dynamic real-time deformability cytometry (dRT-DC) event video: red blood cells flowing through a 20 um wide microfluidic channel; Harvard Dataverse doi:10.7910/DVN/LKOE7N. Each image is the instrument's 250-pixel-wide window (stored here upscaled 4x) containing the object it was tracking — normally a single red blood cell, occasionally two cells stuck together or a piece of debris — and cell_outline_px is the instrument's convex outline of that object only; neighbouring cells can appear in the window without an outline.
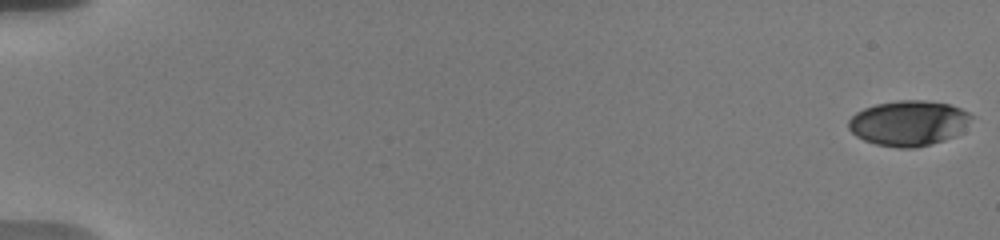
{"species": "human", "species_latin": "Homo sapiens", "temperature_condition": "warm", "stored_images_in_passage": 57, "camera_frame_rate_fps": 3000, "um_per_image_px": 0.085, "donor": {"sex": "male"}, "frame": {"image": 1, "passage_image": 1, "time_ms": 0.0, "image_size_px": [1000, 240], "cell_outline_px": [[972, 116], [956, 136], [944, 140], [912, 148], [900, 148], [876, 144], [864, 140], [856, 136], [848, 128], [848, 120], [856, 112], [864, 108], [876, 104], [900, 100], [924, 100], [948, 104], [960, 108], [968, 112]], "centroid_in_image_um": [77.19, 10.46], "position_along_channel_um": 7.8, "area_um2": 32.08}}
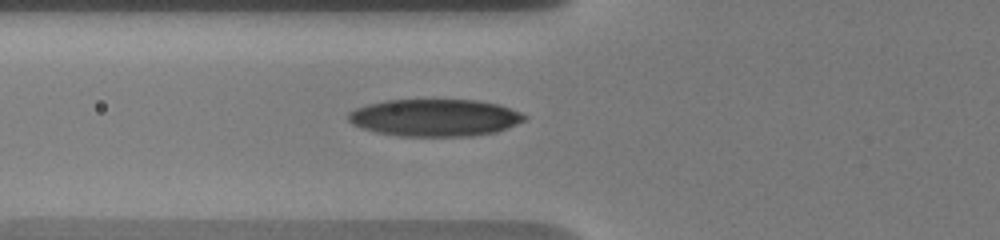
{"frame": {"image": 2, "passage_image": 23, "time_ms": 7.333, "image_size_px": [1000, 240], "cell_outline_px": [[528, 116], [524, 120], [516, 124], [496, 132], [472, 136], [400, 136], [376, 132], [360, 128], [352, 124], [348, 120], [348, 112], [356, 108], [368, 104], [384, 100], [476, 100], [500, 104], [520, 112]], "centroid_in_image_um": [36.95, 10.0], "position_along_channel_um": 88.9, "area_um2": 38.32}}
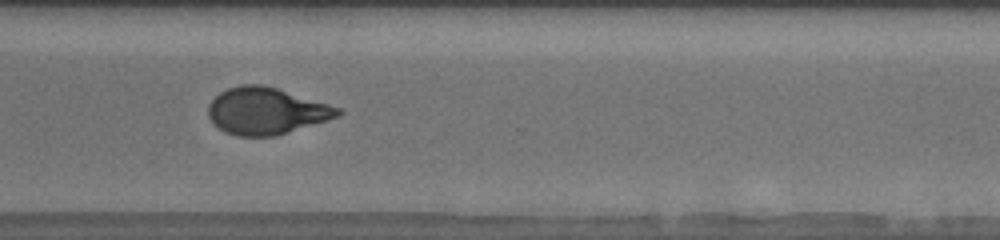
{"frame": {"image": 3, "passage_image": 44, "time_ms": 14.333, "image_size_px": [1000, 240], "cell_outline_px": [[344, 112], [340, 116], [328, 120], [276, 136], [236, 136], [224, 132], [208, 116], [208, 104], [220, 92], [228, 88], [240, 84], [264, 84], [328, 104], [340, 108]], "centroid_in_image_um": [22.63, 9.43], "position_along_channel_um": 348.0, "area_um2": 35.32}, "authors_computed_cell_mechanics": {"area_um2": 34.969, "velocity_mm_per_s": 3.6977, "shape_relaxation_time_tau1_ms": 5.5001, "shape_relaxation_time_tau2_ms": 1.7979, "deformation_change_tau1": 0.1993, "deformation_change_tau2": 0.0714}}